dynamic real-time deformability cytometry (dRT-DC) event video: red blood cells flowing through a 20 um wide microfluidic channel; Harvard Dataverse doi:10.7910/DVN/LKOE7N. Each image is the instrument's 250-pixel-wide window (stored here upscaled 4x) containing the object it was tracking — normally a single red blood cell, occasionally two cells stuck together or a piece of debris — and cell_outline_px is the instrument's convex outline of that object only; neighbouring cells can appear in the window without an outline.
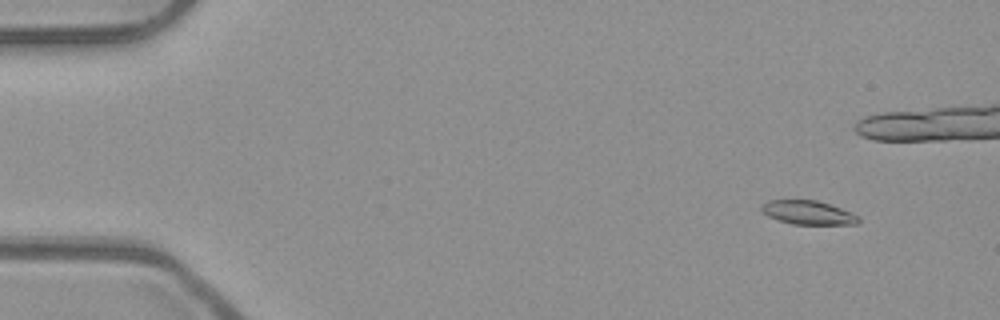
{"species": "common noctule bat (a hibernating species)", "species_latin": "Nyctalus noctula", "temperature_condition": "room temperature", "stored_images_in_passage": 55, "camera_frame_rate_fps": 3000, "um_per_image_px": 0.085, "animal": {"sex": "male", "body_mass_g": 23.1, "forearm_length_mm": 52.7}, "frame": {"image": 1, "passage_image": 6, "time_ms": 1.667, "image_size_px": [1000, 320], "cell_outline_px": [[860, 220], [856, 224], [792, 224], [768, 216], [760, 208], [760, 204], [768, 200], [816, 200], [852, 212], [860, 216]], "centroid_in_image_um": [68.69, 18.06], "position_along_channel_um": 16.3, "area_um2": 13.41}}
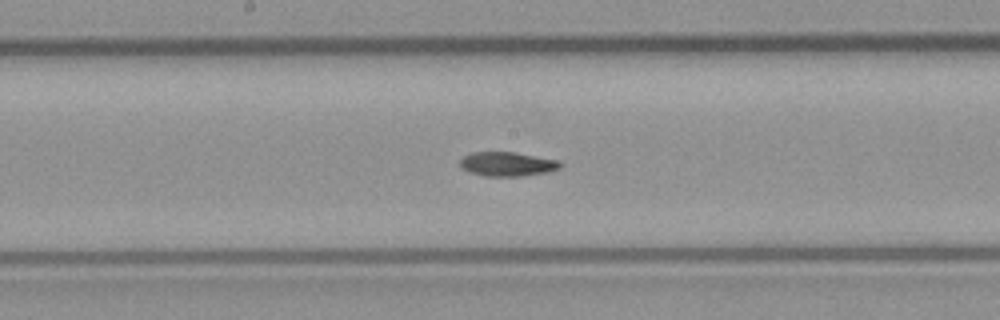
{"frame": {"image": 2, "passage_image": 29, "time_ms": 9.333, "image_size_px": [1000, 320], "cell_outline_px": [[560, 168], [548, 172], [520, 176], [484, 176], [468, 172], [460, 164], [460, 160], [464, 156], [472, 152], [512, 152], [560, 160]], "centroid_in_image_um": [43.12, 13.94], "position_along_channel_um": 205.1, "area_um2": 14.05}}
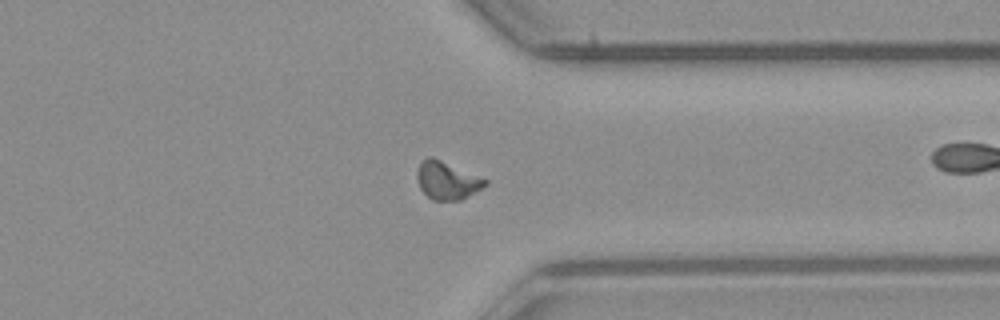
{"frame": {"image": 3, "passage_image": 42, "time_ms": 13.667, "image_size_px": [1000, 320], "cell_outline_px": [[488, 184], [468, 196], [460, 200], [432, 200], [420, 188], [416, 176], [416, 172], [420, 164], [428, 156], [432, 156], [488, 180]], "centroid_in_image_um": [37.99, 15.34], "position_along_channel_um": 373.4, "area_um2": 14.85}, "authors_computed_cell_mechanics": {"area_um2": 14.2766, "velocity_mm_per_s": 3.9404, "shape_relaxation_time_tau1_ms": null, "shape_relaxation_time_tau2_ms": 4.9479, "deformation_change_tau1": null, "deformation_change_tau2": 0.0997}}